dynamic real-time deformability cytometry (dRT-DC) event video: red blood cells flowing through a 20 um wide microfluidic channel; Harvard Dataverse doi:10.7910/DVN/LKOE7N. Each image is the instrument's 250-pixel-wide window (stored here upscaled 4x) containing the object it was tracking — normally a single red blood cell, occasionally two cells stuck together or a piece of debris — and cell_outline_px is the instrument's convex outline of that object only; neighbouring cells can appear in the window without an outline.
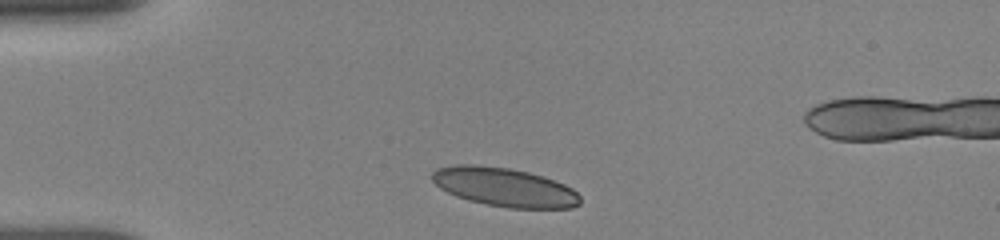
{"species": "human", "species_latin": "Homo sapiens", "temperature_condition": "room temperature", "stored_images_in_passage": 2, "camera_frame_rate_fps": 3000, "um_per_image_px": 0.085, "donor": {"sex": "female"}, "frame": {"image": 1, "passage_image": 1, "time_ms": 0.0, "image_size_px": [1000, 240], "cell_outline_px": [[580, 204], [572, 208], [508, 208], [468, 200], [456, 196], [440, 188], [432, 180], [432, 172], [436, 168], [456, 164], [476, 164], [508, 168], [528, 172], [544, 176], [564, 184], [572, 188], [580, 196]], "centroid_in_image_um": [42.88, 15.9], "position_along_channel_um": 42.1, "area_um2": 33.52}}